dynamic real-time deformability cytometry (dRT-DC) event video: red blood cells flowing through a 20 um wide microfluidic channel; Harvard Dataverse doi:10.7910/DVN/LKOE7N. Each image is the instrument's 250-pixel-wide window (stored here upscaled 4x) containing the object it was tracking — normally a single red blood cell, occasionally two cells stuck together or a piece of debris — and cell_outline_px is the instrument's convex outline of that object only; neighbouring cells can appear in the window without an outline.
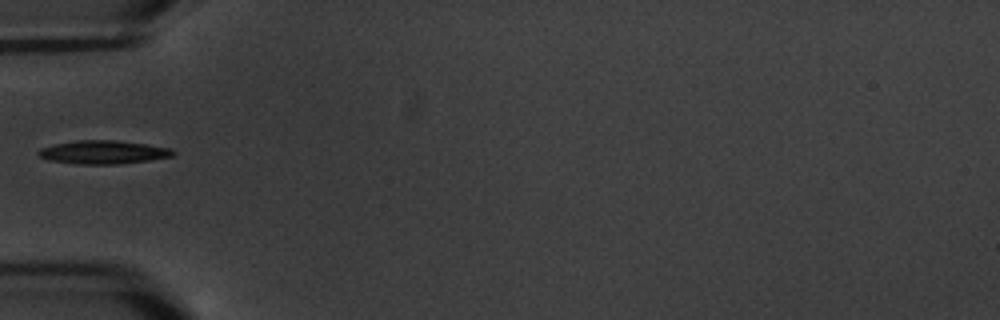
{"species": "common noctule bat (a hibernating species)", "species_latin": "Nyctalus noctula", "temperature_condition": "warm", "stored_images_in_passage": 16, "camera_frame_rate_fps": 3000, "um_per_image_px": 0.085, "animal": {"sex": "male", "body_mass_g": 20.1, "forearm_length_mm": 53.5}, "frame": {"image": 1, "passage_image": 6, "time_ms": 6.0, "image_size_px": [1000, 320], "cell_outline_px": [[176, 152], [172, 156], [148, 160], [116, 164], [76, 164], [48, 160], [40, 156], [36, 152], [40, 148], [52, 144], [76, 140], [116, 140], [144, 144], [168, 148]], "centroid_in_image_um": [8.7, 12.93], "position_along_channel_um": 76.3, "area_um2": 18.26}}
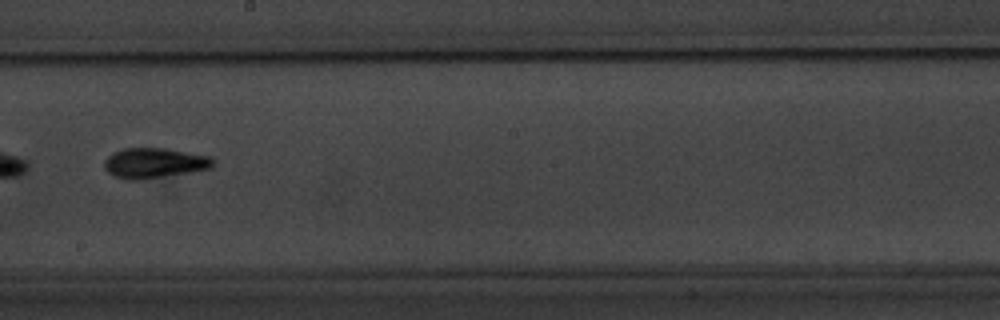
{"frame": {"image": 2, "passage_image": 10, "time_ms": 10.667, "image_size_px": [1000, 320], "cell_outline_px": [[212, 168], [140, 180], [128, 180], [116, 176], [108, 172], [104, 168], [104, 160], [108, 156], [124, 148], [164, 148], [208, 156], [212, 160]], "centroid_in_image_um": [13.07, 13.86], "position_along_channel_um": 235.1, "area_um2": 18.73}}
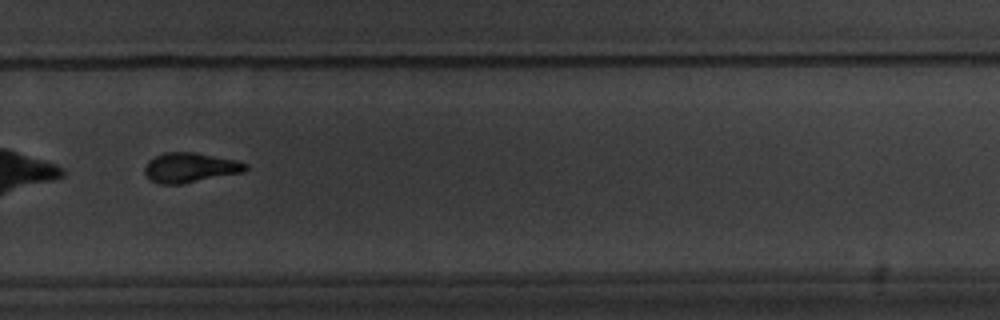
{"frame": {"image": 3, "passage_image": 12, "time_ms": 13.0, "image_size_px": [1000, 320], "cell_outline_px": [[248, 168], [244, 172], [184, 184], [160, 184], [152, 180], [144, 172], [144, 168], [148, 160], [164, 152], [192, 152], [236, 160], [248, 164]], "centroid_in_image_um": [16.17, 14.25], "position_along_channel_um": 313.6, "area_um2": 17.51}, "authors_computed_cell_mechanics": {"area_um2": 18.2359, "velocity_mm_per_s": 3.3836, "shape_relaxation_time_tau1_ms": 3.8897, "shape_relaxation_time_tau2_ms": 4.7141, "deformation_change_tau1": 0.1658, "deformation_change_tau2": 0.1033}}